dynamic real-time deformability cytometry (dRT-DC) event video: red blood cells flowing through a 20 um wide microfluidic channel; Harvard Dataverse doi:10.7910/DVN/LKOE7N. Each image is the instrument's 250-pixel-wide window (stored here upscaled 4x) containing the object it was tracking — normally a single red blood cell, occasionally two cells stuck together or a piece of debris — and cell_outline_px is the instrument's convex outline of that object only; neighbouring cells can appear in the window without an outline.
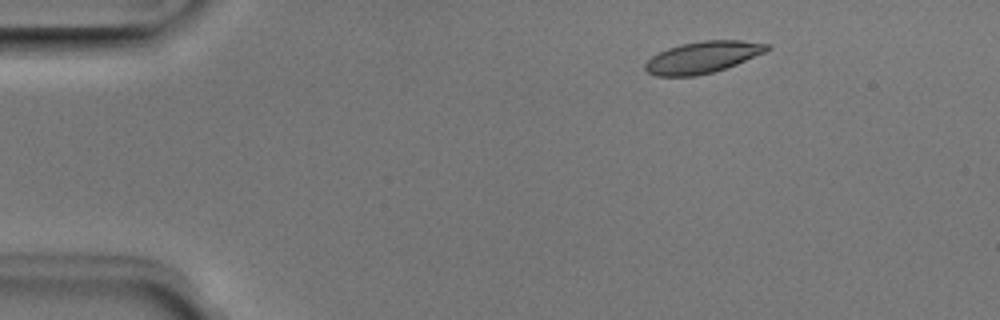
{"species": "Egyptian fruit bat (a non-hibernating species)", "species_latin": "Rousettus aegyptiacus", "temperature_condition": "room temperature", "stored_images_in_passage": 4, "camera_frame_rate_fps": 3000, "um_per_image_px": 0.085, "animal": {"sex": "male"}, "frame": {"image": 1, "passage_image": 2, "time_ms": 0.333, "image_size_px": [1000, 320], "cell_outline_px": [[772, 48], [764, 52], [736, 64], [712, 72], [696, 76], [656, 76], [648, 72], [644, 68], [644, 64], [652, 56], [668, 48], [680, 44], [704, 40], [740, 40], [768, 44]], "centroid_in_image_um": [59.7, 4.86], "position_along_channel_um": 25.3, "area_um2": 22.25}}